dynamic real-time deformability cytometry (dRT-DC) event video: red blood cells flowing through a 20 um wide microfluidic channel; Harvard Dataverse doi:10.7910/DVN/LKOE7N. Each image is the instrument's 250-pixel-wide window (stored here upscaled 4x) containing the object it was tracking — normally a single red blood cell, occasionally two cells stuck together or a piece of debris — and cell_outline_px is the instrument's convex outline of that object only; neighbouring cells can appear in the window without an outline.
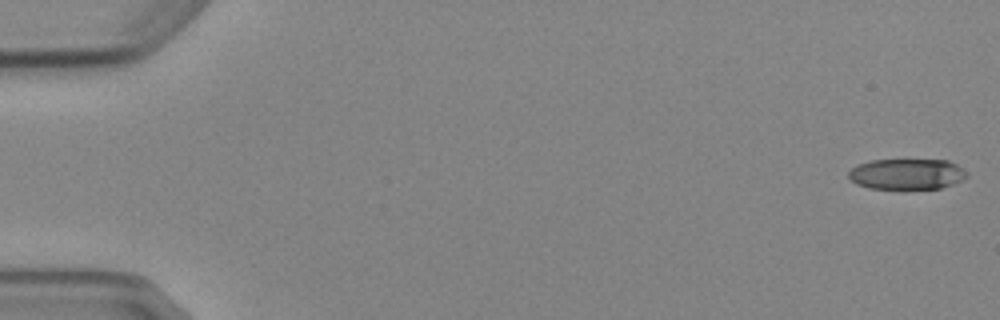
{"species": "Egyptian fruit bat (a non-hibernating species)", "species_latin": "Rousettus aegyptiacus", "temperature_condition": "cold", "stored_images_in_passage": 6, "camera_frame_rate_fps": 3000, "um_per_image_px": 0.085, "animal": {"sex": "female"}, "frame": {"image": 1, "passage_image": 1, "time_ms": 0.0, "image_size_px": [1000, 320], "cell_outline_px": [[968, 176], [952, 184], [940, 188], [904, 192], [868, 188], [856, 184], [848, 176], [848, 172], [852, 168], [860, 164], [872, 160], [948, 160], [964, 168], [968, 172]], "centroid_in_image_um": [77.09, 14.85], "position_along_channel_um": 7.9, "area_um2": 22.02}}
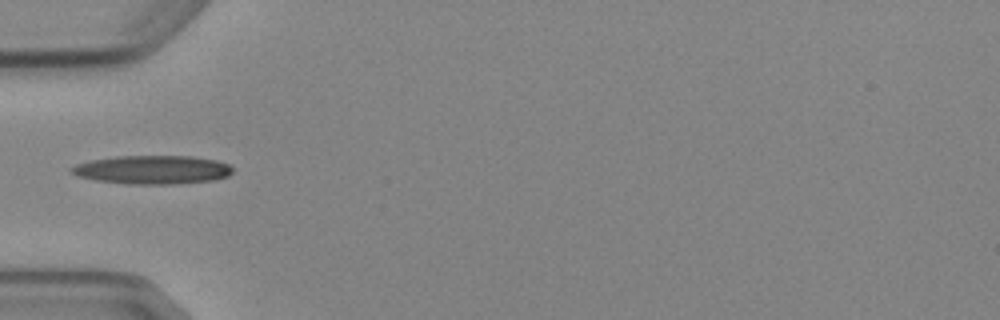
{"frame": {"image": 2, "passage_image": 5, "time_ms": 5.667, "image_size_px": [1000, 320], "cell_outline_px": [[232, 172], [228, 176], [212, 180], [172, 184], [124, 184], [96, 180], [76, 176], [68, 172], [68, 168], [76, 164], [92, 160], [116, 156], [192, 156], [216, 160], [228, 164], [232, 168]], "centroid_in_image_um": [12.9, 14.43], "position_along_channel_um": 72.1, "area_um2": 26.99}}
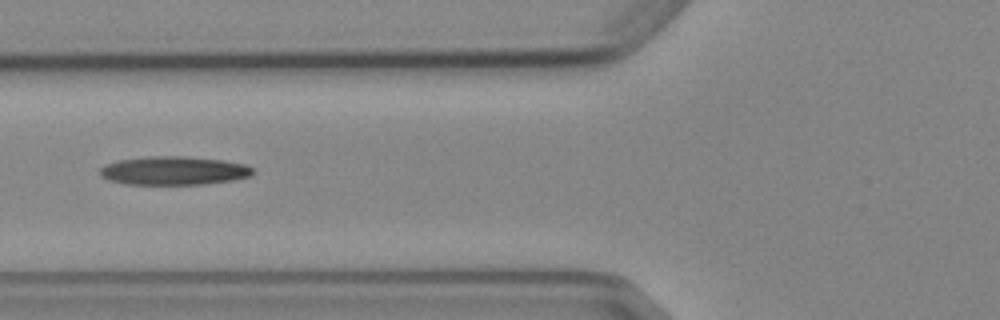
{"frame": {"image": 3, "passage_image": 6, "time_ms": 6.667, "image_size_px": [1000, 320], "cell_outline_px": [[256, 172], [252, 176], [232, 180], [204, 184], [124, 184], [108, 180], [100, 176], [100, 168], [104, 164], [120, 160], [152, 156], [184, 156], [220, 160], [244, 164], [252, 168]], "centroid_in_image_um": [14.76, 14.51], "position_along_channel_um": 111.0, "area_um2": 25.43}}